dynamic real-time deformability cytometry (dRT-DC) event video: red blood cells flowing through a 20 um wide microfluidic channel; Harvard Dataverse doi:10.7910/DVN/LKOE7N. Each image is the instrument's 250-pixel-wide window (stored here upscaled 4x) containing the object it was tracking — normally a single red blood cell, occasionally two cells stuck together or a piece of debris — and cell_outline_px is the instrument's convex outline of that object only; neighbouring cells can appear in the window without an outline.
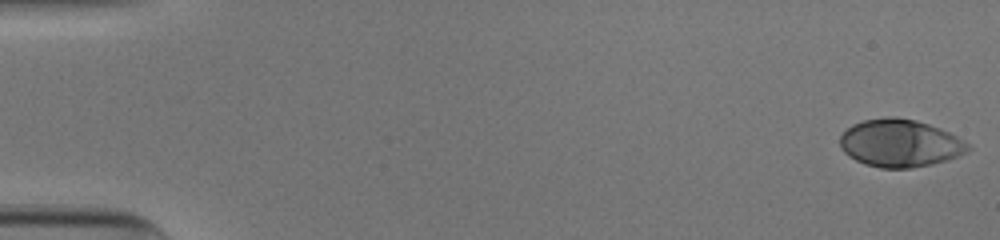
{"species": "human", "species_latin": "Homo sapiens", "temperature_condition": "cold", "stored_images_in_passage": 53, "camera_frame_rate_fps": 3000, "um_per_image_px": 0.085, "donor": {"sex": "male"}, "frame": {"image": 1, "passage_image": 1, "time_ms": 0.0, "image_size_px": [1000, 240], "cell_outline_px": [[972, 148], [968, 152], [932, 164], [912, 168], [880, 168], [864, 164], [848, 156], [840, 148], [840, 136], [852, 124], [864, 120], [888, 116], [896, 116], [916, 120], [940, 128], [956, 136], [968, 144]], "centroid_in_image_um": [76.47, 12.17], "position_along_channel_um": 8.5, "area_um2": 35.55}}
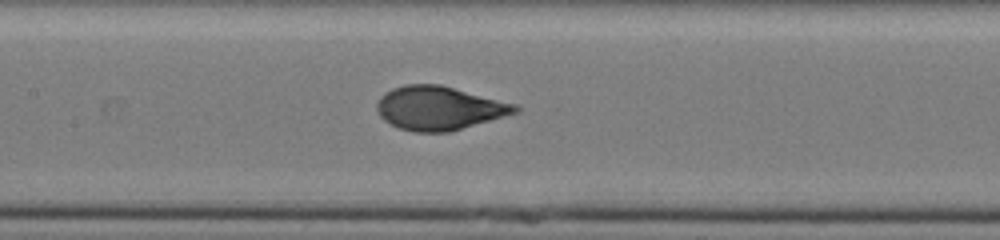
{"frame": {"image": 2, "passage_image": 26, "time_ms": 8.333, "image_size_px": [1000, 240], "cell_outline_px": [[520, 112], [448, 132], [412, 132], [400, 128], [384, 120], [380, 116], [376, 108], [376, 104], [380, 96], [384, 92], [392, 88], [404, 84], [440, 84], [516, 104], [520, 108]], "centroid_in_image_um": [37.31, 9.18], "position_along_channel_um": 170.1, "area_um2": 35.26}}
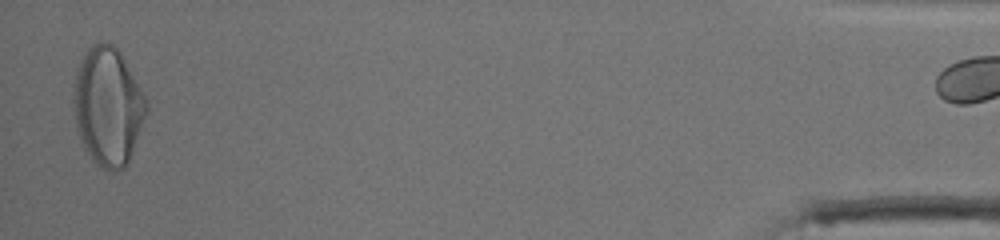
{"frame": {"image": 3, "passage_image": 52, "time_ms": 17.0, "image_size_px": [1000, 240], "cell_outline_px": [[148, 112], [132, 152], [124, 168], [116, 172], [108, 172], [96, 164], [92, 160], [84, 148], [76, 128], [72, 100], [76, 72], [80, 60], [84, 52], [88, 48], [104, 40], [112, 44], [120, 52], [148, 100]], "centroid_in_image_um": [9.17, 9.06], "position_along_channel_um": 426.0, "area_um2": 50.58}}